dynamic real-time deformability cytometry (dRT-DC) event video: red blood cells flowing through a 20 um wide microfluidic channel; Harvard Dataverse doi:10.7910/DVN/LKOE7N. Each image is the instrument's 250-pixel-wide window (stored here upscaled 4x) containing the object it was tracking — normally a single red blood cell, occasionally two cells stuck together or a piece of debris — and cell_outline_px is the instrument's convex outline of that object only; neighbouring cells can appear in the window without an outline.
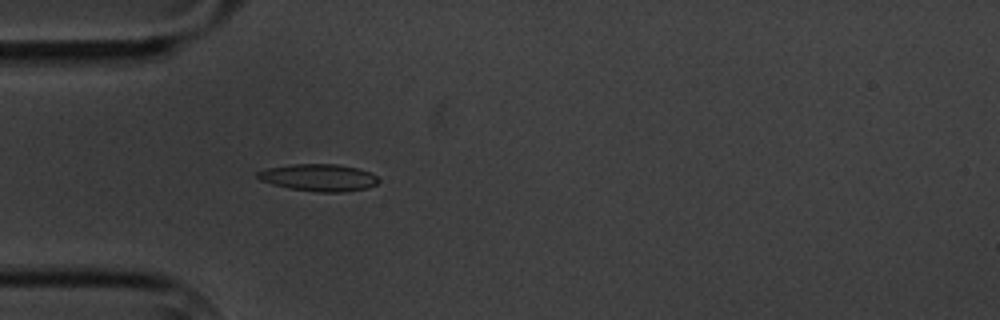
{"species": "common noctule bat (a hibernating species)", "species_latin": "Nyctalus noctula", "temperature_condition": "cold", "stored_images_in_passage": 5, "camera_frame_rate_fps": 3000, "um_per_image_px": 0.085, "animal": {"sex": "male", "body_mass_g": 20.1, "forearm_length_mm": 53.5}, "frame": {"image": 1, "passage_image": 5, "time_ms": 4.667, "image_size_px": [1000, 320], "cell_outline_px": [[380, 180], [376, 184], [368, 188], [344, 192], [320, 192], [288, 188], [272, 184], [260, 180], [256, 176], [256, 172], [268, 168], [292, 164], [336, 164], [356, 168], [368, 172], [376, 176]], "centroid_in_image_um": [27.08, 15.1], "position_along_channel_um": 57.9, "area_um2": 19.02}}